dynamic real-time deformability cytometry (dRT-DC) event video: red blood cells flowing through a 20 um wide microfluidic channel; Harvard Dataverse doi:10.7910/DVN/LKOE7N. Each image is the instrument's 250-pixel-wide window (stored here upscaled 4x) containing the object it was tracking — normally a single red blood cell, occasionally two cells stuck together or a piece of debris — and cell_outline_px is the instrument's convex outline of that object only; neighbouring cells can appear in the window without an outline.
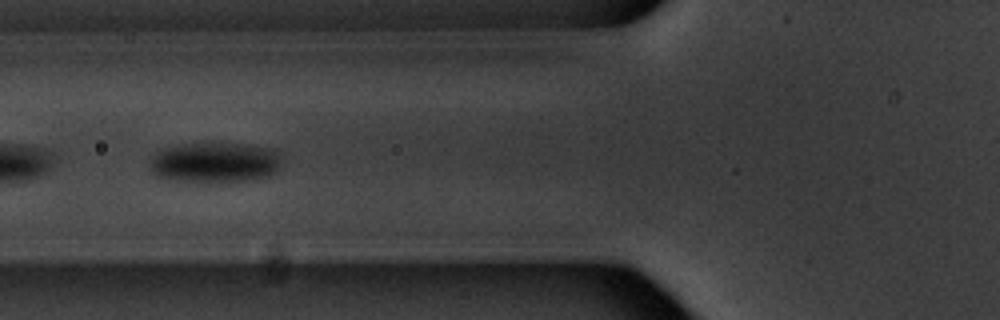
{"species": "common noctule bat (a hibernating species)", "species_latin": "Nyctalus noctula", "temperature_condition": "warm", "stored_images_in_passage": 8, "camera_frame_rate_fps": 3000, "um_per_image_px": 0.085, "animal": {"sex": "male", "body_mass_g": 20.1, "forearm_length_mm": 53.5}, "frame": {"image": 1, "passage_image": 6, "time_ms": 6.0, "image_size_px": [1000, 320], "cell_outline_px": [[276, 172], [268, 176], [252, 180], [216, 184], [204, 184], [168, 180], [156, 176], [148, 168], [148, 164], [152, 156], [156, 152], [164, 148], [184, 144], [240, 144], [268, 148], [276, 156]], "centroid_in_image_um": [18.1, 13.88], "position_along_channel_um": 107.7, "area_um2": 31.21}}